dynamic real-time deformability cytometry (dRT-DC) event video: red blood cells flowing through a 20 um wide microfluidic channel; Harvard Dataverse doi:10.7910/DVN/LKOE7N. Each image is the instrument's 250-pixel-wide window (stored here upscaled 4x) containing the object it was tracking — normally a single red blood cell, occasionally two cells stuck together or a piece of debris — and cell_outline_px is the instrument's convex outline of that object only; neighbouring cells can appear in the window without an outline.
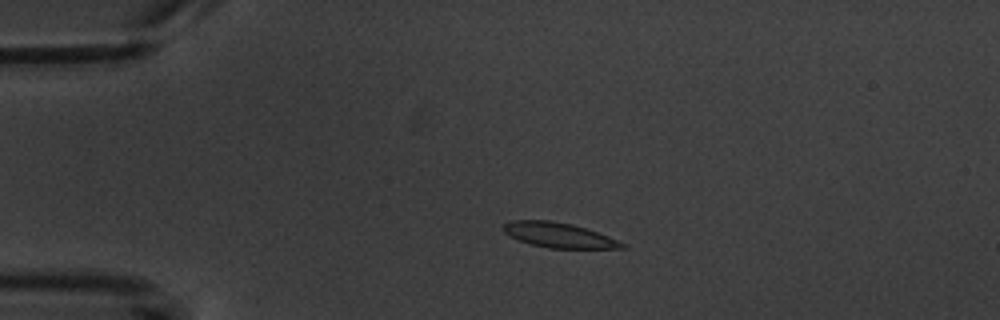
{"species": "common noctule bat (a hibernating species)", "species_latin": "Nyctalus noctula", "temperature_condition": "warm", "stored_images_in_passage": 4, "camera_frame_rate_fps": 3000, "um_per_image_px": 0.085, "animal": {"sex": "male", "body_mass_g": 20.1, "forearm_length_mm": 53.5}, "frame": {"image": 1, "passage_image": 3, "time_ms": 2.333, "image_size_px": [1000, 320], "cell_outline_px": [[628, 248], [548, 248], [532, 244], [508, 236], [504, 232], [504, 224], [512, 220], [548, 220], [572, 224], [608, 236], [628, 244]], "centroid_in_image_um": [47.52, 19.99], "position_along_channel_um": 37.5, "area_um2": 17.11}}